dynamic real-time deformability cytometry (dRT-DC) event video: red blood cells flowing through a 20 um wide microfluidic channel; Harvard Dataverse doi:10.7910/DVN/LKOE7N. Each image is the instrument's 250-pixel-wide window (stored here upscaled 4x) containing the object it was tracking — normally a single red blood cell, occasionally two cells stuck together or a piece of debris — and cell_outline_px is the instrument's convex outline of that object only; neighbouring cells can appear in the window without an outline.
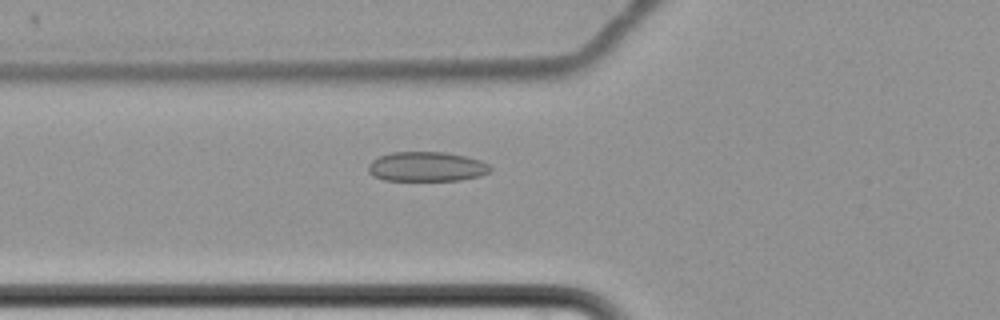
{"species": "common noctule bat (a hibernating species)", "species_latin": "Nyctalus noctula", "temperature_condition": "cold", "stored_images_in_passage": 7, "camera_frame_rate_fps": 3000, "um_per_image_px": 0.085, "animal": {"sex": "female", "body_mass_g": 22.7, "forearm_length_mm": 54.2}, "frame": {"image": 1, "passage_image": 7, "time_ms": 7.0, "image_size_px": [1000, 320], "cell_outline_px": [[492, 168], [488, 172], [480, 176], [460, 180], [384, 180], [372, 176], [368, 172], [368, 164], [372, 160], [380, 156], [392, 152], [444, 152], [464, 156], [480, 160], [488, 164]], "centroid_in_image_um": [36.23, 14.17], "position_along_channel_um": 89.6, "area_um2": 21.04}}